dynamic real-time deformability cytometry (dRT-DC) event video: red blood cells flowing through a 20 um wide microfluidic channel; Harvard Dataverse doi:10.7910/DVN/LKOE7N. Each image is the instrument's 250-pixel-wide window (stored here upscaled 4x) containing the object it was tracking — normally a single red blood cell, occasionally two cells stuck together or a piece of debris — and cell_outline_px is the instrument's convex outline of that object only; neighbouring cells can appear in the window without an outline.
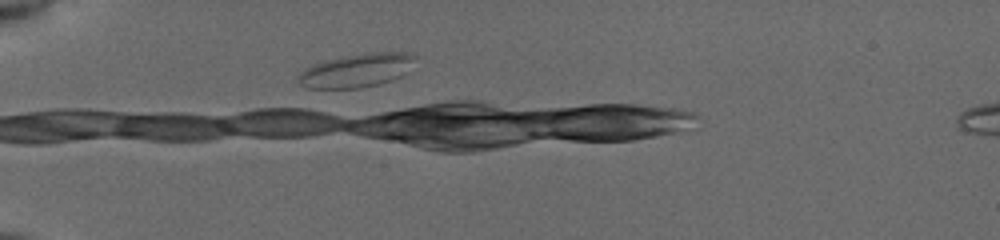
{"species": "common noctule bat (a hibernating species)", "species_latin": "Nyctalus noctula", "temperature_condition": "cold", "stored_images_in_passage": 2, "camera_frame_rate_fps": 3000, "um_per_image_px": 0.085, "animal": {"sex": "female", "body_mass_g": 19.5, "forearm_length_mm": 54.1}, "frame": {"image": 1, "passage_image": 1, "time_ms": 0.0, "image_size_px": [1000, 240], "cell_outline_px": [[416, 56], [400, 76], [392, 80], [380, 84], [360, 88], [308, 88], [300, 84], [296, 80], [296, 76], [300, 72], [312, 64], [324, 60], [344, 56], [368, 52], [412, 52]], "centroid_in_image_um": [30.24, 5.98], "position_along_channel_um": 54.8, "area_um2": 22.83}}